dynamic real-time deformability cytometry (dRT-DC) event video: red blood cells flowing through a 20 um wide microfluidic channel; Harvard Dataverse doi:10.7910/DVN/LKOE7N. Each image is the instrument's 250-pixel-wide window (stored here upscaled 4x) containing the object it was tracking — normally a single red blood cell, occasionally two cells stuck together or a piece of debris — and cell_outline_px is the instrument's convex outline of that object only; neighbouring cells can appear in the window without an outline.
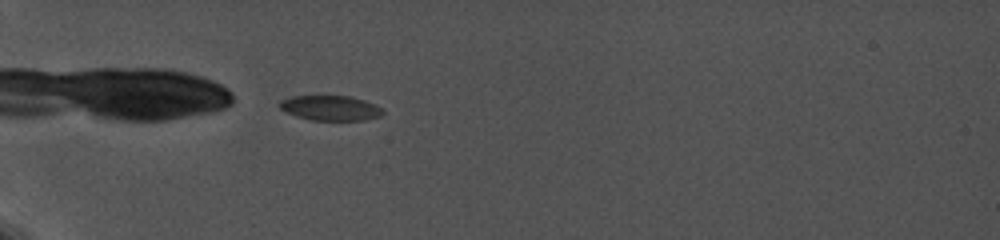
{"species": "common noctule bat (a hibernating species)", "species_latin": "Nyctalus noctula", "temperature_condition": "cold", "stored_images_in_passage": 6, "camera_frame_rate_fps": 5000, "um_per_image_px": 0.085, "animal": {"sex": "female", "body_mass_g": 19.0, "forearm_length_mm": 56.7}, "frame": {"image": 1, "passage_image": 1, "time_ms": 0.0, "image_size_px": [1000, 240], "cell_outline_px": [[384, 112], [380, 116], [364, 120], [312, 120], [296, 116], [280, 108], [276, 104], [280, 100], [292, 96], [348, 96], [364, 100], [376, 104], [384, 108]], "centroid_in_image_um": [28.1, 9.17], "position_along_channel_um": 56.9, "area_um2": 15.09}}